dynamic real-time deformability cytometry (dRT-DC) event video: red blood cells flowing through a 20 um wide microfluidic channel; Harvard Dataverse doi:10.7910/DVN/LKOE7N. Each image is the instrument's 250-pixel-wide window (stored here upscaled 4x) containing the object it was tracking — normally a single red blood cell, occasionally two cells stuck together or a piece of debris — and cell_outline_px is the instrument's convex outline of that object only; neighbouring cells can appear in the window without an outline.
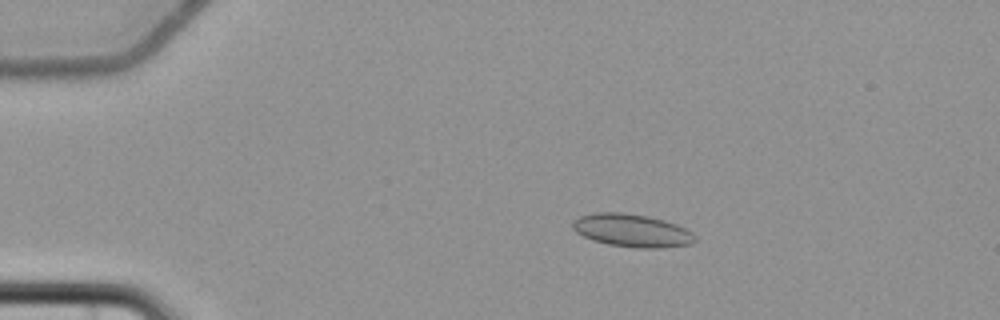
{"species": "common noctule bat (a hibernating species)", "species_latin": "Nyctalus noctula", "temperature_condition": "cold", "stored_images_in_passage": 5, "camera_frame_rate_fps": 3000, "um_per_image_px": 0.085, "animal": {"sex": "female", "body_mass_g": 22.7, "forearm_length_mm": 54.2}, "frame": {"image": 1, "passage_image": 4, "time_ms": 3.333, "image_size_px": [1000, 320], "cell_outline_px": [[696, 240], [692, 244], [660, 248], [640, 248], [608, 244], [592, 240], [576, 232], [572, 228], [572, 220], [580, 216], [596, 212], [620, 212], [648, 216], [664, 220], [676, 224], [692, 232], [696, 236]], "centroid_in_image_um": [53.71, 19.59], "position_along_channel_um": 31.3, "area_um2": 23.52}}